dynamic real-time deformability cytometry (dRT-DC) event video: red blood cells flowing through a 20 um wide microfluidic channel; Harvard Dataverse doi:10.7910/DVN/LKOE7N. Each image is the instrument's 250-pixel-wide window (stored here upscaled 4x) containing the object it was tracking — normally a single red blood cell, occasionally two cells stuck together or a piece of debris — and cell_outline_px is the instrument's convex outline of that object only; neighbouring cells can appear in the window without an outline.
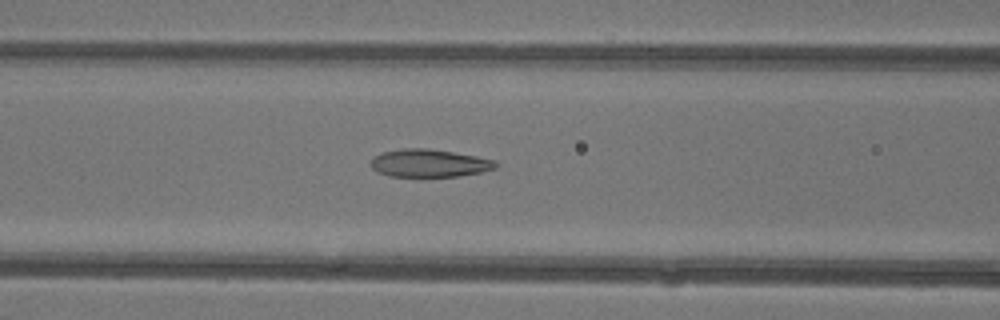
{"species": "common noctule bat (a hibernating species)", "species_latin": "Nyctalus noctula", "temperature_condition": "warm", "stored_images_in_passage": 47, "camera_frame_rate_fps": 3000, "um_per_image_px": 0.085, "animal": {"sex": "female"}, "frame": {"image": 1, "passage_image": 20, "time_ms": 6.333, "image_size_px": [1000, 320], "cell_outline_px": [[500, 164], [496, 168], [480, 172], [460, 176], [388, 176], [376, 172], [368, 164], [380, 152], [400, 148], [428, 148], [476, 156], [496, 160]], "centroid_in_image_um": [36.47, 13.86], "position_along_channel_um": 130.1, "area_um2": 20.4}}
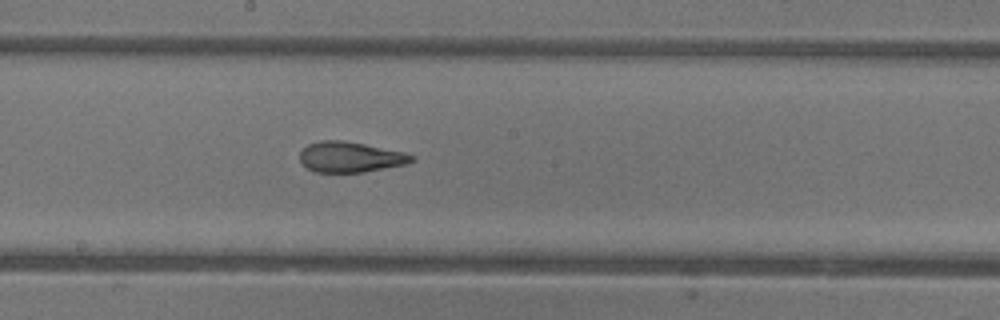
{"frame": {"image": 2, "passage_image": 26, "time_ms": 8.333, "image_size_px": [1000, 320], "cell_outline_px": [[416, 160], [404, 164], [364, 172], [316, 172], [308, 168], [300, 160], [300, 152], [308, 144], [320, 140], [340, 140], [364, 144], [404, 152], [416, 156]], "centroid_in_image_um": [29.78, 13.34], "position_along_channel_um": 218.4, "area_um2": 19.71}}
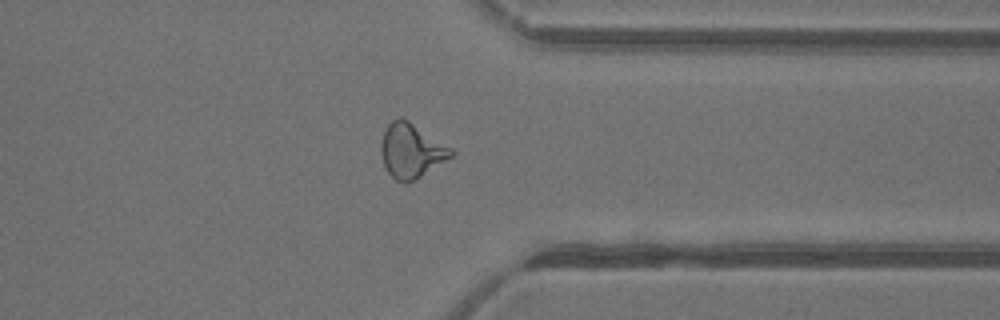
{"frame": {"image": 3, "passage_image": 37, "time_ms": 12.0, "image_size_px": [1000, 320], "cell_outline_px": [[456, 152], [452, 156], [416, 180], [396, 180], [388, 172], [384, 164], [380, 152], [380, 148], [384, 132], [388, 124], [392, 120], [400, 116], [408, 120], [452, 148]], "centroid_in_image_um": [34.96, 12.78], "position_along_channel_um": 376.4, "area_um2": 21.91}, "authors_computed_cell_mechanics": {"area_um2": 21.9062, "velocity_mm_per_s": 4.411, "shape_relaxation_time_tau1_ms": 11.363, "shape_relaxation_time_tau2_ms": 1.6183, "deformation_change_tau1": 0.3179, "deformation_change_tau2": 0.0913}}